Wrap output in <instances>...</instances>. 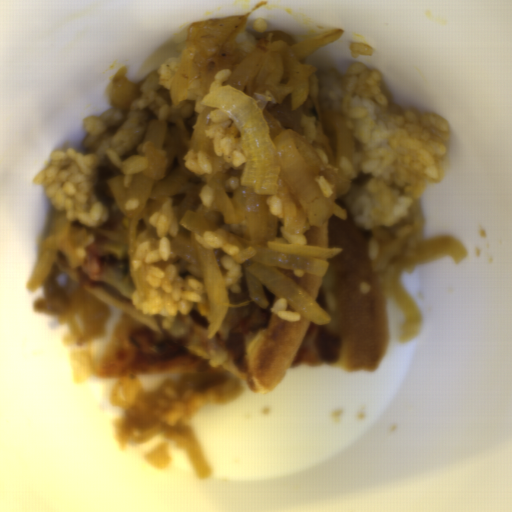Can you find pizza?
Returning a JSON list of instances; mask_svg holds the SVG:
<instances>
[{
	"instance_id": "1",
	"label": "pizza",
	"mask_w": 512,
	"mask_h": 512,
	"mask_svg": "<svg viewBox=\"0 0 512 512\" xmlns=\"http://www.w3.org/2000/svg\"><path fill=\"white\" fill-rule=\"evenodd\" d=\"M345 214L303 234V245L342 249L323 274L277 267L329 315L327 323L308 320L263 286L268 307L261 306L251 297L245 269L239 291L226 290L229 307L208 336V296L187 314H144L133 303L137 287L126 258L99 255L90 293L119 314L98 377L234 372L254 392L267 394L294 367L377 370L392 340L382 268L373 267L364 231Z\"/></svg>"
}]
</instances>
